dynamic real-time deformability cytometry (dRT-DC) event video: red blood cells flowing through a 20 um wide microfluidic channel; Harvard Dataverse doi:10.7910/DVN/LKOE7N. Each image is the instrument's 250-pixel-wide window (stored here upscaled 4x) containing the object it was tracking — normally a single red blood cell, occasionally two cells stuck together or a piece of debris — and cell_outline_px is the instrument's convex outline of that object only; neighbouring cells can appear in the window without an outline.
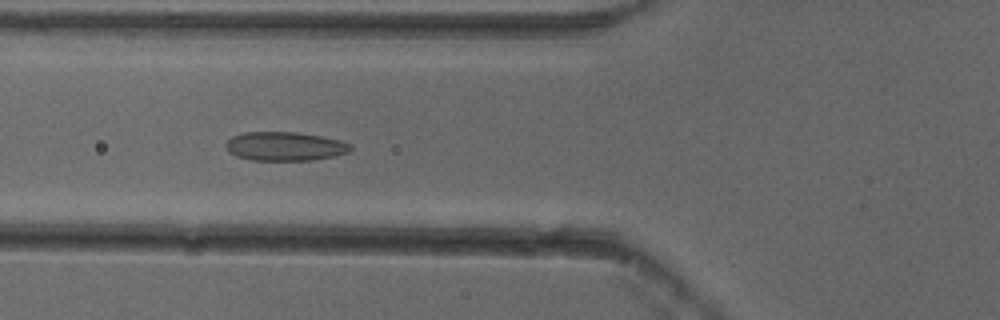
{"species": "common noctule bat (a hibernating species)", "species_latin": "Nyctalus noctula", "temperature_condition": "cold", "stored_images_in_passage": 53, "camera_frame_rate_fps": 3000, "um_per_image_px": 0.085, "animal": {"sex": "female"}, "frame": {"image": 1, "passage_image": 20, "time_ms": 6.333, "image_size_px": [1000, 320], "cell_outline_px": [[352, 148], [348, 152], [336, 156], [312, 160], [252, 160], [236, 156], [228, 152], [224, 144], [232, 136], [244, 132], [296, 132], [320, 136], [340, 140], [352, 144]], "centroid_in_image_um": [24.21, 12.43], "position_along_channel_um": 101.6, "area_um2": 21.1}}
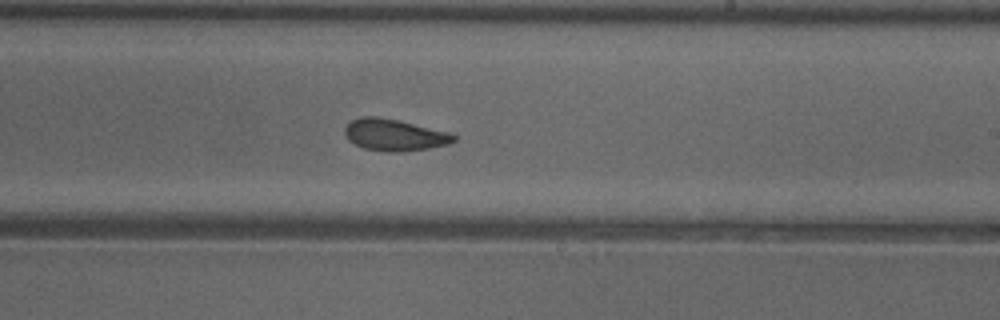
{"frame": {"image": 2, "passage_image": 32, "time_ms": 10.333, "image_size_px": [1000, 320], "cell_outline_px": [[456, 140], [448, 144], [428, 148], [400, 152], [388, 152], [364, 148], [348, 140], [344, 132], [344, 128], [352, 120], [360, 116], [376, 116], [396, 120], [448, 132], [456, 136]], "centroid_in_image_um": [33.49, 11.47], "position_along_channel_um": 255.5, "area_um2": 19.88}}
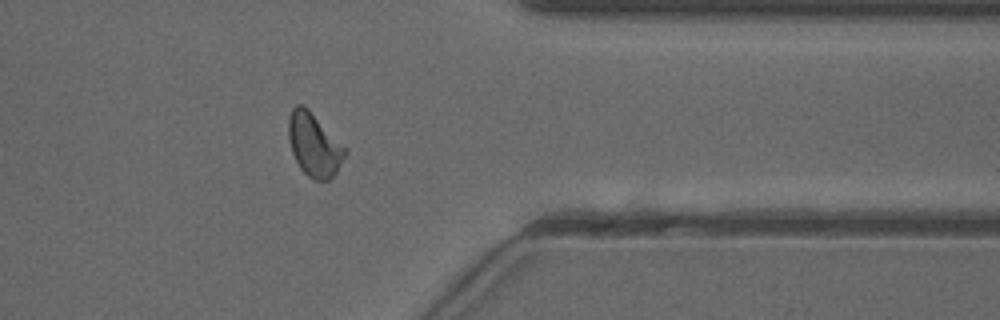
{"frame": {"image": 3, "passage_image": 43, "time_ms": 14.0, "image_size_px": [1000, 320], "cell_outline_px": [[348, 152], [336, 172], [328, 180], [316, 180], [308, 176], [300, 168], [292, 152], [288, 136], [288, 116], [292, 108], [296, 104], [300, 104], [308, 108], [348, 148]], "centroid_in_image_um": [26.71, 12.28], "position_along_channel_um": 384.7, "area_um2": 21.04}, "authors_computed_cell_mechanics": {"area_um2": 20.519, "velocity_mm_per_s": 3.8374, "shape_relaxation_time_tau1_ms": 7.1386, "shape_relaxation_time_tau2_ms": 1.8853, "deformation_change_tau1": 0.1371, "deformation_change_tau2": 0.0859}}